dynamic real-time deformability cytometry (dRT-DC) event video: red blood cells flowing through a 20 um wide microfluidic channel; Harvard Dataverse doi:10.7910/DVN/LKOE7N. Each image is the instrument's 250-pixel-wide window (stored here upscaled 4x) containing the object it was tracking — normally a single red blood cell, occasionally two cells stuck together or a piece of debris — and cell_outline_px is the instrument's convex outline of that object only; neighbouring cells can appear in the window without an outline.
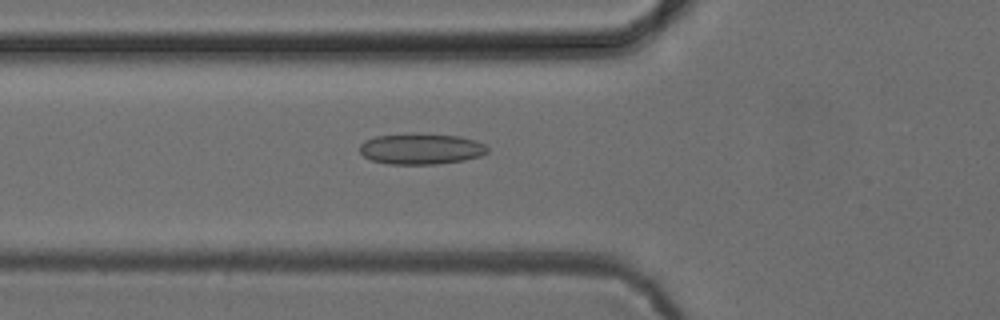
{"species": "common noctule bat (a hibernating species)", "species_latin": "Nyctalus noctula", "temperature_condition": "cold", "stored_images_in_passage": 52, "camera_frame_rate_fps": 3000, "um_per_image_px": 0.085, "animal": {"sex": "female", "body_mass_g": 24.6, "forearm_length_mm": 56.2}, "frame": {"image": 1, "passage_image": 19, "time_ms": 6.0, "image_size_px": [1000, 320], "cell_outline_px": [[488, 152], [480, 156], [464, 160], [436, 164], [388, 164], [372, 160], [364, 156], [360, 152], [360, 144], [364, 140], [376, 136], [416, 132], [460, 136], [476, 140], [484, 144], [488, 148]], "centroid_in_image_um": [35.79, 12.63], "position_along_channel_um": 90.0, "area_um2": 23.35}}
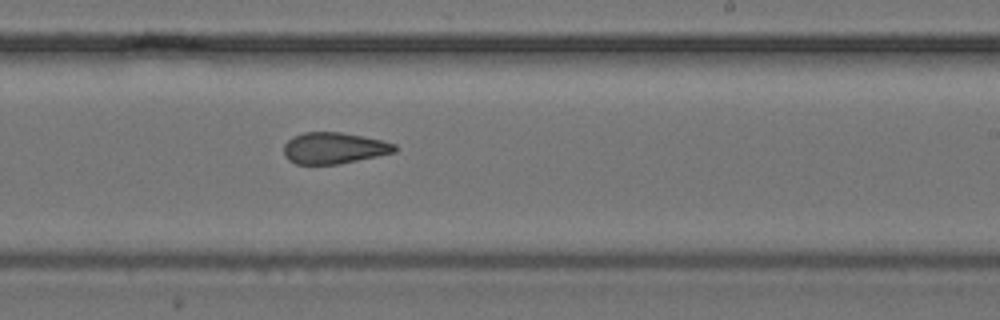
{"frame": {"image": 2, "passage_image": 32, "time_ms": 10.333, "image_size_px": [1000, 320], "cell_outline_px": [[396, 152], [336, 164], [296, 164], [288, 160], [284, 156], [284, 144], [292, 136], [304, 132], [340, 132], [380, 140], [396, 144]], "centroid_in_image_um": [28.33, 12.58], "position_along_channel_um": 260.7, "area_um2": 20.06}}
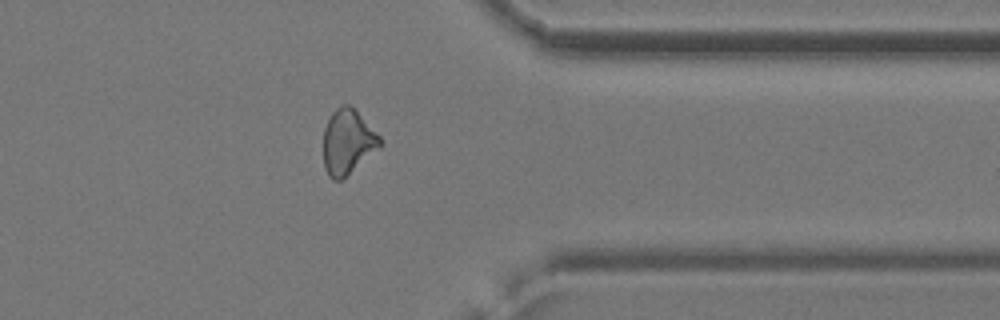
{"frame": {"image": 3, "passage_image": 42, "time_ms": 13.667, "image_size_px": [1000, 320], "cell_outline_px": [[380, 148], [340, 180], [332, 180], [328, 176], [324, 168], [324, 128], [332, 112], [340, 104], [348, 104], [380, 136]], "centroid_in_image_um": [29.52, 12.07], "position_along_channel_um": 381.9, "area_um2": 20.98}, "authors_computed_cell_mechanics": {"area_um2": 21.6461, "velocity_mm_per_s": 3.9269, "shape_relaxation_time_tau1_ms": null, "shape_relaxation_time_tau2_ms": 2.9183, "deformation_change_tau1": null, "deformation_change_tau2": 0.1114}}